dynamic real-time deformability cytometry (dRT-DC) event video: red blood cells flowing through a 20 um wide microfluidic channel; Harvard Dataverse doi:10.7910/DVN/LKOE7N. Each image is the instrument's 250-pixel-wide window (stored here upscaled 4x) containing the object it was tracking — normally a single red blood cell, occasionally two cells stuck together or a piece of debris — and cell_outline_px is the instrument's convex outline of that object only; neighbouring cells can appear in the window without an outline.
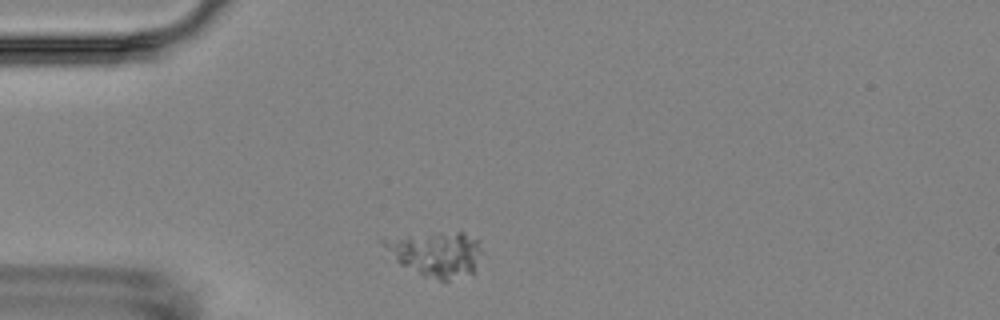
{"species": "Egyptian fruit bat (a non-hibernating species)", "species_latin": "Rousettus aegyptiacus", "temperature_condition": "room temperature", "stored_images_in_passage": 3, "camera_frame_rate_fps": 3000, "um_per_image_px": 0.085, "animal": {"sex": "female"}, "frame": {"image": 1, "passage_image": 1, "time_ms": 0.0, "image_size_px": [1000, 320], "cell_outline_px": [[484, 252], [476, 272], [448, 280], [440, 280], [424, 276], [400, 264], [396, 260], [380, 240], [380, 236], [436, 232], [464, 232], [480, 240]], "centroid_in_image_um": [37.11, 21.53], "position_along_channel_um": 47.9, "area_um2": 26.59}}